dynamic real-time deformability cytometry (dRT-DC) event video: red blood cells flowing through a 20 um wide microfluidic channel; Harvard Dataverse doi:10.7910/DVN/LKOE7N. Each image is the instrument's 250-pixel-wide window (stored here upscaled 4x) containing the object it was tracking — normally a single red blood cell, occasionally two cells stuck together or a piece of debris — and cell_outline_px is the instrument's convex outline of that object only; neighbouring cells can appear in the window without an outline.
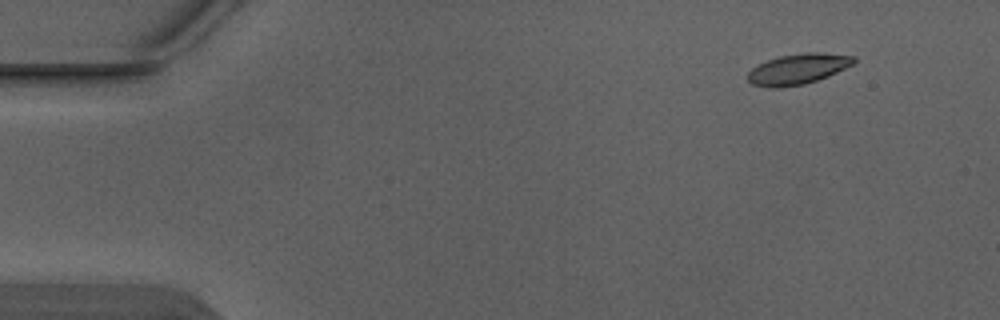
{"species": "Egyptian fruit bat (a non-hibernating species)", "species_latin": "Rousettus aegyptiacus", "temperature_condition": "warm", "stored_images_in_passage": 5, "segment_of_instrument_passage": [2, 2], "camera_frame_rate_fps": 3000, "um_per_image_px": 0.085, "animal": {"sex": "male"}, "frame": {"image": 1, "passage_image": 5, "time_ms": 1.333, "image_size_px": [1000, 320], "cell_outline_px": [[856, 60], [852, 64], [828, 76], [804, 84], [780, 88], [772, 88], [752, 84], [748, 80], [748, 72], [752, 68], [768, 60], [780, 56], [804, 52], [824, 52], [856, 56]], "centroid_in_image_um": [67.83, 5.86], "position_along_channel_um": 17.2, "area_um2": 18.79}}